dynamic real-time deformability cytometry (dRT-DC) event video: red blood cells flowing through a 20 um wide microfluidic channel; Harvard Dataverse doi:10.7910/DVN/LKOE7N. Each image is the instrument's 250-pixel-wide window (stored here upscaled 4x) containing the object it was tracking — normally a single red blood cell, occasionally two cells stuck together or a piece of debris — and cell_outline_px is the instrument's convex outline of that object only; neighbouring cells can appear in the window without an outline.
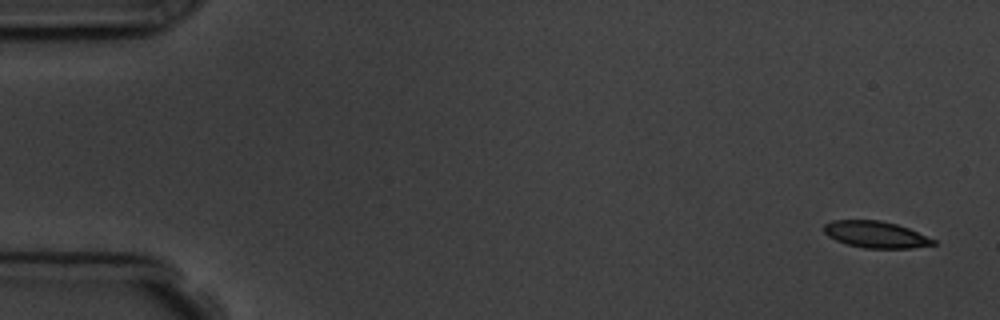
{"species": "common noctule bat (a hibernating species)", "species_latin": "Nyctalus noctula", "temperature_condition": "room temperature", "stored_images_in_passage": 5, "segment_of_instrument_passage": [1, 2], "camera_frame_rate_fps": 3000, "um_per_image_px": 0.085, "animal": {"sex": "male", "body_mass_g": 19.5, "forearm_length_mm": 54.6}, "frame": {"image": 1, "passage_image": 1, "time_ms": 0.0, "image_size_px": [1000, 320], "cell_outline_px": [[936, 244], [912, 248], [864, 248], [848, 244], [836, 240], [828, 236], [824, 232], [824, 224], [832, 220], [880, 220], [896, 224], [908, 228], [936, 240]], "centroid_in_image_um": [74.43, 19.93], "position_along_channel_um": 10.6, "area_um2": 16.88}}